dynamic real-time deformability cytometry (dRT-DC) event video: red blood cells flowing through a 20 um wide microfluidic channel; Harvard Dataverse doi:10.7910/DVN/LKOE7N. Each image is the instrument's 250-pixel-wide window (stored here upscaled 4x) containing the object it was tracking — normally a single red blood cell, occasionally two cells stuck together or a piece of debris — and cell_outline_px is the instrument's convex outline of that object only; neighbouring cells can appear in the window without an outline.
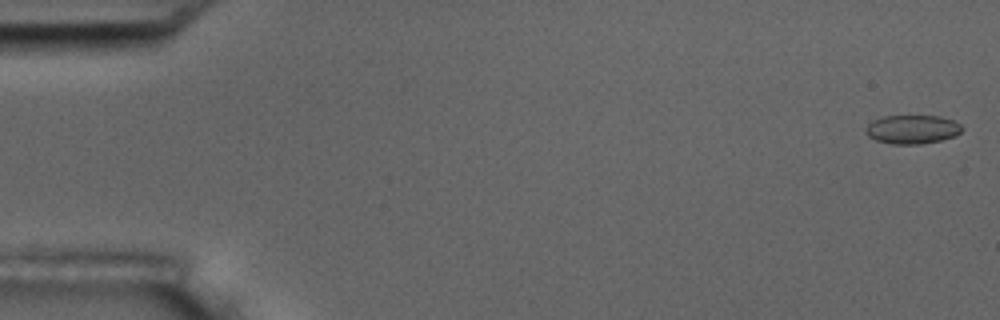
{"species": "common noctule bat (a hibernating species)", "species_latin": "Nyctalus noctula", "temperature_condition": "room temperature", "stored_images_in_passage": 5, "camera_frame_rate_fps": 3000, "um_per_image_px": 0.085, "animal": {"sex": "male", "body_mass_g": 17.5, "forearm_length_mm": 52.3}, "frame": {"image": 1, "passage_image": 1, "time_ms": 0.0, "image_size_px": [1000, 320], "cell_outline_px": [[964, 128], [956, 136], [940, 140], [920, 144], [892, 144], [876, 140], [868, 136], [864, 132], [868, 124], [872, 120], [884, 116], [940, 116], [952, 120], [960, 124]], "centroid_in_image_um": [77.54, 10.99], "position_along_channel_um": 7.5, "area_um2": 16.18}}
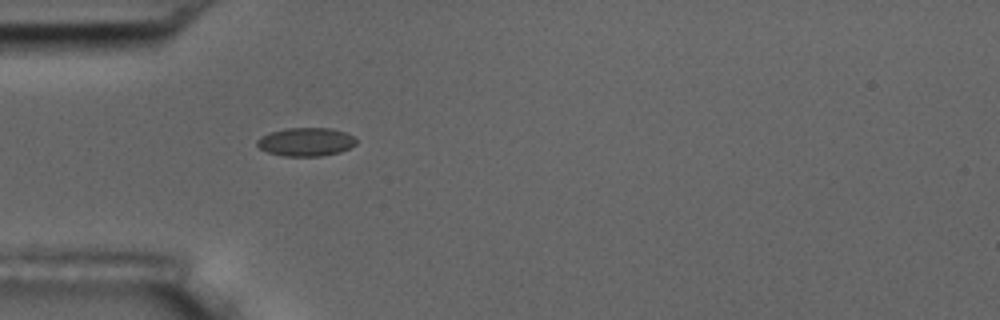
{"frame": {"image": 2, "passage_image": 5, "time_ms": 1.333, "image_size_px": [1000, 320], "cell_outline_px": [[356, 144], [340, 152], [320, 156], [284, 156], [268, 152], [260, 148], [256, 144], [256, 140], [260, 136], [268, 132], [288, 128], [332, 128], [344, 132], [352, 136], [356, 140]], "centroid_in_image_um": [25.97, 12.05], "position_along_channel_um": 59.0, "area_um2": 16.42}}